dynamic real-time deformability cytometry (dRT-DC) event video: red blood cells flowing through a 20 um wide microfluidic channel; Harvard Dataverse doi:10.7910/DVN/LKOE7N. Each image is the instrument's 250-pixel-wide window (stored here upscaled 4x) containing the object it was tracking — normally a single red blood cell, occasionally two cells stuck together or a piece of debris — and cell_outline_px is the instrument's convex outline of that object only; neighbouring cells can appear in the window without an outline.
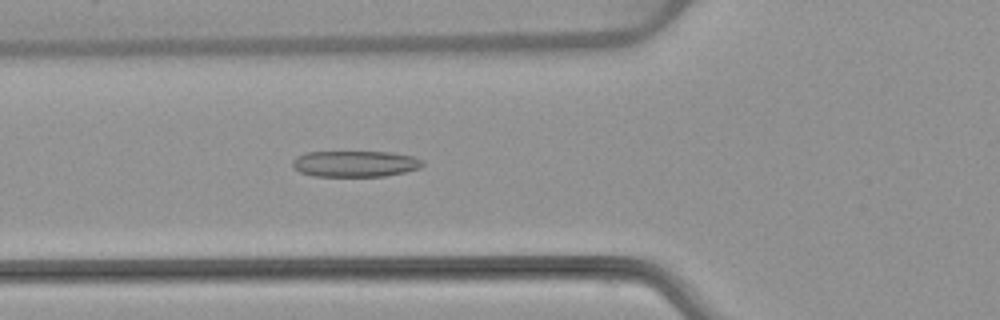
{"species": "common noctule bat (a hibernating species)", "species_latin": "Nyctalus noctula", "temperature_condition": "warm", "stored_images_in_passage": 52, "camera_frame_rate_fps": 3000, "um_per_image_px": 0.085, "animal": {"sex": "female", "body_mass_g": 22.7, "forearm_length_mm": 54.2}, "frame": {"image": 1, "passage_image": 19, "time_ms": 6.0, "image_size_px": [1000, 320], "cell_outline_px": [[424, 164], [420, 168], [404, 172], [384, 176], [312, 176], [300, 172], [292, 168], [292, 160], [296, 156], [308, 152], [392, 152], [412, 156], [424, 160]], "centroid_in_image_um": [30.17, 13.92], "position_along_channel_um": 95.6, "area_um2": 19.94}}
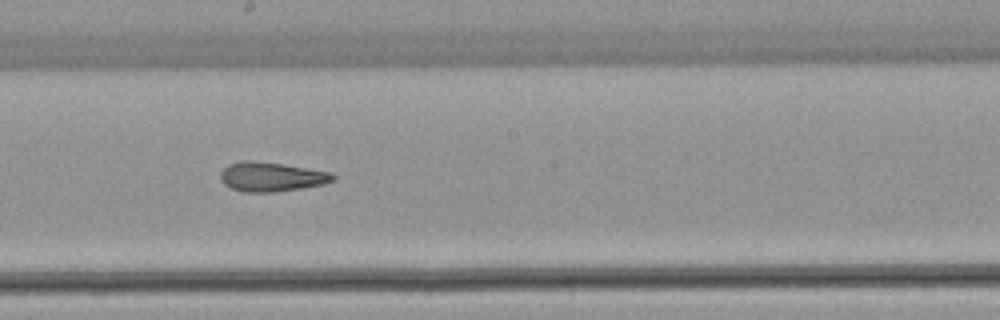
{"frame": {"image": 2, "passage_image": 29, "time_ms": 9.333, "image_size_px": [1000, 320], "cell_outline_px": [[336, 180], [324, 184], [300, 188], [272, 192], [244, 192], [232, 188], [224, 184], [220, 180], [220, 172], [228, 164], [244, 160], [252, 160], [284, 164], [332, 172], [336, 176]], "centroid_in_image_um": [23.08, 15.02], "position_along_channel_um": 225.1, "area_um2": 19.36}}
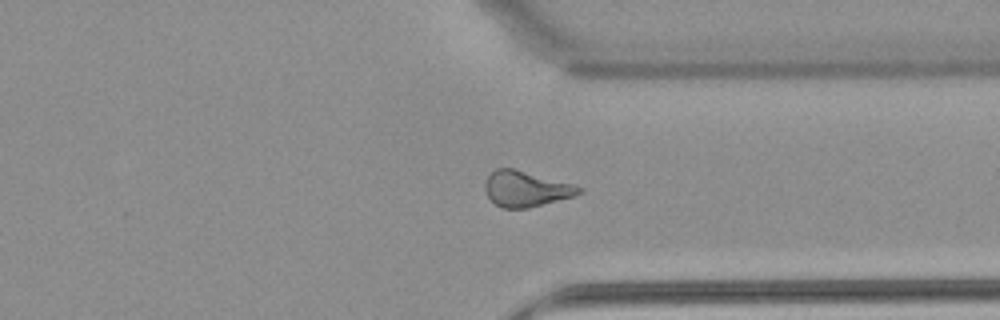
{"frame": {"image": 3, "passage_image": 40, "time_ms": 13.0, "image_size_px": [1000, 320], "cell_outline_px": [[584, 188], [580, 192], [572, 196], [528, 208], [500, 208], [488, 196], [484, 188], [484, 184], [488, 176], [496, 168], [512, 168], [572, 184]], "centroid_in_image_um": [44.66, 16.05], "position_along_channel_um": 366.7, "area_um2": 19.07}, "authors_computed_cell_mechanics": {"area_um2": 20.4034, "velocity_mm_per_s": 3.8716, "shape_relaxation_time_tau1_ms": null, "shape_relaxation_time_tau2_ms": 2.3845, "deformation_change_tau1": null, "deformation_change_tau2": 0.1088}}